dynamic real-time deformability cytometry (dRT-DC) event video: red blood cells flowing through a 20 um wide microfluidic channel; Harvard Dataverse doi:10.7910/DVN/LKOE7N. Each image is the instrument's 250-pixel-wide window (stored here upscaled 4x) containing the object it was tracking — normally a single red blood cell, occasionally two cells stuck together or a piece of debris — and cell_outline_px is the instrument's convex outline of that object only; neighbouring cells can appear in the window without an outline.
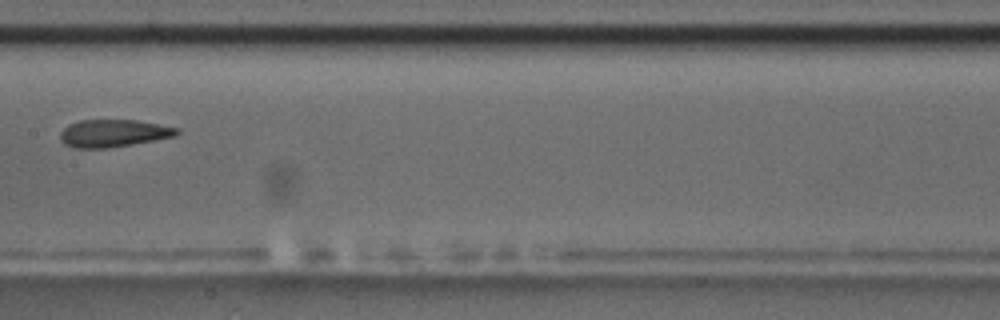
{"species": "common noctule bat (a hibernating species)", "species_latin": "Nyctalus noctula", "temperature_condition": "room temperature", "stored_images_in_passage": 15, "camera_frame_rate_fps": 3000, "um_per_image_px": 0.085, "animal": {"sex": "male", "body_mass_g": 17.5, "forearm_length_mm": 52.3}, "frame": {"image": 1, "passage_image": 7, "time_ms": 7.0, "image_size_px": [1000, 320], "cell_outline_px": [[180, 132], [176, 136], [108, 148], [76, 148], [64, 144], [60, 140], [60, 132], [68, 124], [80, 120], [136, 120], [160, 124], [180, 128]], "centroid_in_image_um": [9.64, 11.32], "position_along_channel_um": 197.8, "area_um2": 18.73}, "authors_computed_cell_mechanics": {"area_um2": 18.7272, "velocity_mm_per_s": 3.4236, "shape_relaxation_time_tau1_ms": null, "shape_relaxation_time_tau2_ms": 4.7064, "deformation_change_tau1": null, "deformation_change_tau2": 0.0989}}